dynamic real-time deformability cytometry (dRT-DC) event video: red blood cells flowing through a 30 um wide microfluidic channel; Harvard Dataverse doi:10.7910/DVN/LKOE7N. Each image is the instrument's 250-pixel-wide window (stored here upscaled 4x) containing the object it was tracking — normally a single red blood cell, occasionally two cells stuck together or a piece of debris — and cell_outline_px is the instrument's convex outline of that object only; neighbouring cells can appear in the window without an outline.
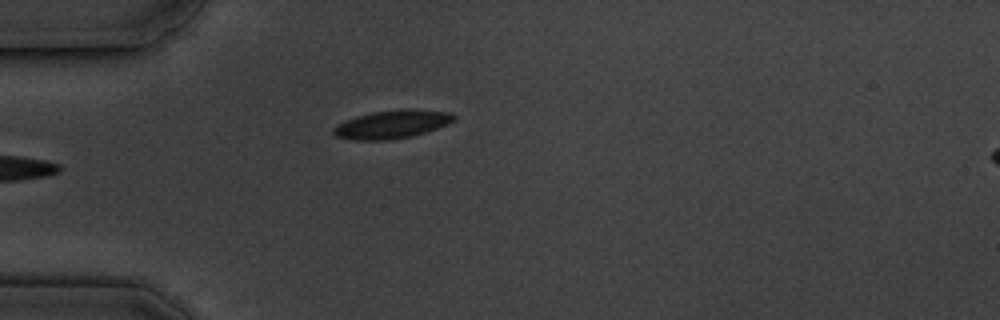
{"species": "common noctule bat (a hibernating species)", "species_latin": "Nyctalus noctula", "temperature_condition": "cold", "stored_images_in_passage": 6, "camera_frame_rate_fps": 3000, "um_per_image_px": 0.085, "animal": {"sex": "male", "body_mass_g": 19.5, "forearm_length_mm": 54.6}, "frame": {"image": 1, "passage_image": 6, "time_ms": 5.667, "image_size_px": [1000, 320], "cell_outline_px": [[456, 120], [448, 124], [412, 136], [392, 140], [356, 140], [336, 136], [332, 132], [332, 128], [336, 124], [356, 116], [372, 112], [404, 108], [412, 108], [452, 112], [456, 116]], "centroid_in_image_um": [33.34, 10.55], "position_along_channel_um": 51.7, "area_um2": 20.11}}